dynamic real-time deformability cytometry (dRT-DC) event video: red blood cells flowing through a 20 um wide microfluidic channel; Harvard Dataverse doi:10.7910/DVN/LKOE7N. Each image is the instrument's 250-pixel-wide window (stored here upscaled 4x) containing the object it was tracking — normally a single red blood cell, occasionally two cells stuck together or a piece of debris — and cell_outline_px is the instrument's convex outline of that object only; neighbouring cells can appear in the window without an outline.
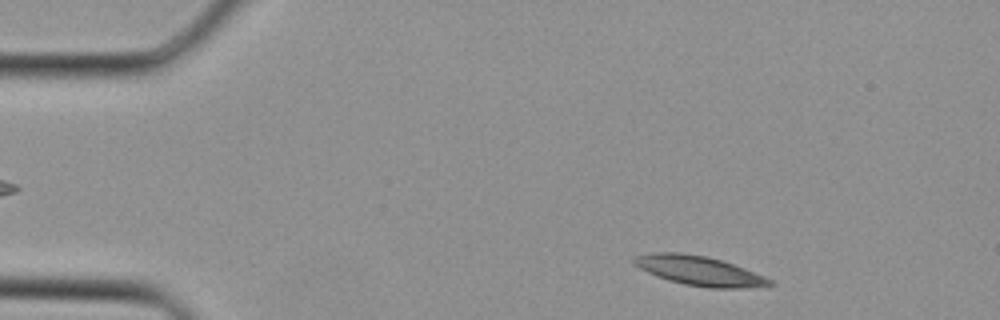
{"species": "Egyptian fruit bat (a non-hibernating species)", "species_latin": "Rousettus aegyptiacus", "temperature_condition": "cold", "stored_images_in_passage": 32, "camera_frame_rate_fps": 3000, "um_per_image_px": 0.085, "animal": {"sex": "female"}, "frame": {"image": 1, "passage_image": 2, "time_ms": 0.333, "image_size_px": [1000, 320], "cell_outline_px": [[776, 284], [744, 288], [708, 288], [684, 284], [668, 280], [656, 276], [632, 264], [632, 256], [652, 252], [680, 252], [704, 256], [720, 260], [744, 268], [764, 276], [772, 280]], "centroid_in_image_um": [59.38, 23.01], "position_along_channel_um": 25.6, "area_um2": 23.29}}
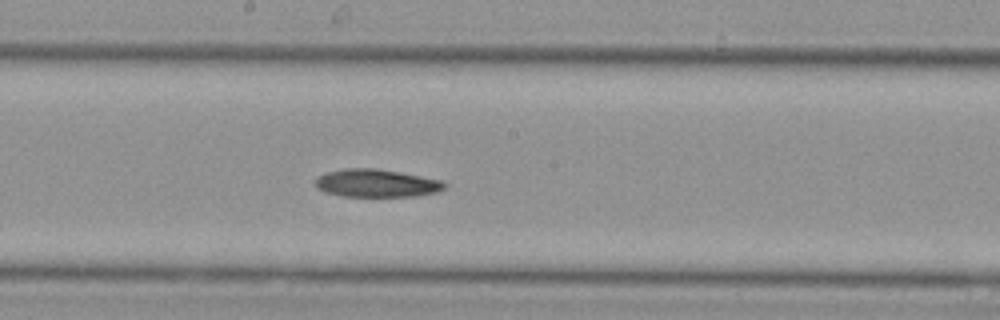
{"frame": {"image": 2, "passage_image": 16, "time_ms": 5.0, "image_size_px": [1000, 320], "cell_outline_px": [[448, 184], [444, 188], [436, 192], [416, 196], [344, 196], [324, 192], [316, 188], [316, 180], [320, 176], [328, 172], [344, 168], [376, 168], [400, 172], [440, 180]], "centroid_in_image_um": [32.0, 15.57], "position_along_channel_um": 216.2, "area_um2": 20.81}}
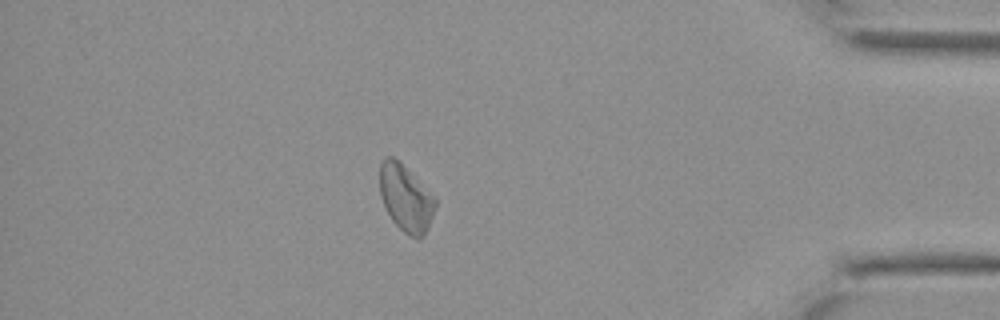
{"frame": {"image": 3, "passage_image": 28, "time_ms": 9.0, "image_size_px": [1000, 320], "cell_outline_px": [[436, 204], [428, 228], [420, 240], [416, 240], [404, 232], [392, 220], [380, 196], [380, 164], [384, 156], [392, 156], [400, 160], [436, 196]], "centroid_in_image_um": [34.51, 16.8], "position_along_channel_um": 400.7, "area_um2": 21.96}}